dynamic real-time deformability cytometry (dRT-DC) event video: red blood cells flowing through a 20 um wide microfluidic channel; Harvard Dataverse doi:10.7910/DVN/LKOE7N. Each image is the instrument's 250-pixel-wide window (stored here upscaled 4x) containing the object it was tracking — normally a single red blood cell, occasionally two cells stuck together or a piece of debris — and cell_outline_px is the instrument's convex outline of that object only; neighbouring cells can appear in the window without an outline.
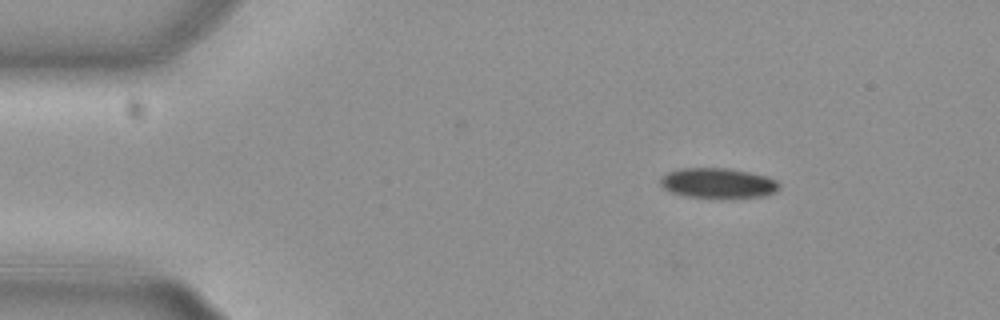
{"species": "common noctule bat (a hibernating species)", "species_latin": "Nyctalus noctula", "temperature_condition": "cold", "stored_images_in_passage": 4, "camera_frame_rate_fps": 3000, "um_per_image_px": 0.085, "animal": {"sex": "female", "body_mass_g": 29.2, "forearm_length_mm": 56.3}, "frame": {"image": 1, "passage_image": 1, "time_ms": 0.0, "image_size_px": [1000, 320], "cell_outline_px": [[780, 188], [776, 192], [764, 196], [720, 200], [684, 196], [672, 192], [664, 188], [660, 184], [660, 180], [668, 172], [680, 168], [728, 168], [768, 176], [776, 180], [780, 184]], "centroid_in_image_um": [61.07, 15.6], "position_along_channel_um": 23.9, "area_um2": 21.5}}